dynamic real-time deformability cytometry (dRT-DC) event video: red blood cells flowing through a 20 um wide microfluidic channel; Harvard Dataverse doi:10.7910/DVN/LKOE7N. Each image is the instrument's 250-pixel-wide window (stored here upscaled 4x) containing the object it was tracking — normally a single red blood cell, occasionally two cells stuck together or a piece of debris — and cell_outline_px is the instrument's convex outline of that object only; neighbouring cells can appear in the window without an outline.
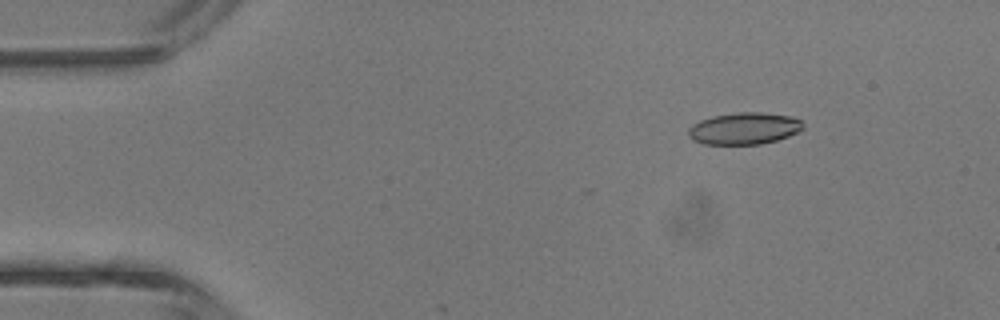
{"species": "common noctule bat (a hibernating species)", "species_latin": "Nyctalus noctula", "temperature_condition": "room temperature", "stored_images_in_passage": 3, "camera_frame_rate_fps": 3000, "um_per_image_px": 0.085, "animal": {"sex": "male", "body_mass_g": 13.3}, "frame": {"image": 1, "passage_image": 2, "time_ms": 1.333, "image_size_px": [1000, 320], "cell_outline_px": [[804, 128], [788, 136], [776, 140], [760, 144], [704, 144], [692, 140], [688, 136], [688, 128], [692, 124], [700, 120], [712, 116], [736, 112], [760, 112], [792, 116], [800, 120], [804, 124]], "centroid_in_image_um": [63.23, 10.91], "position_along_channel_um": 21.8, "area_um2": 21.39}}